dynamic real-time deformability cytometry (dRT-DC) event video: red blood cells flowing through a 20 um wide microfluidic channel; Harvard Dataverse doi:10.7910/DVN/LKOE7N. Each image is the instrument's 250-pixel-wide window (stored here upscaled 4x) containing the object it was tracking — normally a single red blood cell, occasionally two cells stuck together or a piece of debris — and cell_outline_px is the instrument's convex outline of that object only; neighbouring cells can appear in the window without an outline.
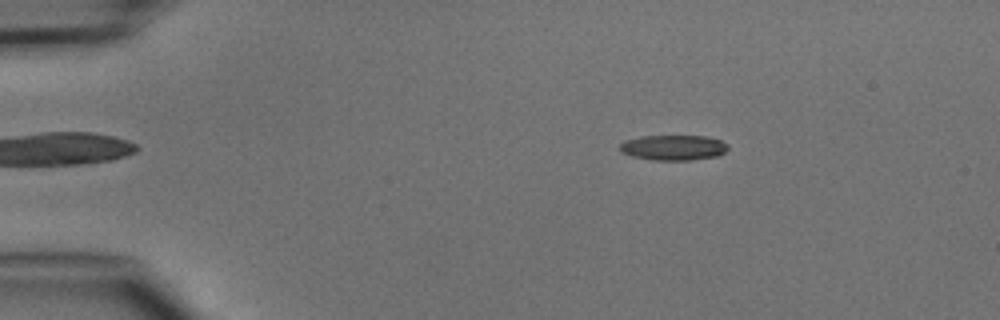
{"species": "common noctule bat (a hibernating species)", "species_latin": "Nyctalus noctula", "temperature_condition": "cold", "stored_images_in_passage": 45, "camera_frame_rate_fps": 3000, "um_per_image_px": 0.085, "animal": {"sex": "male", "body_mass_g": 15.6}, "frame": {"image": 1, "passage_image": 6, "time_ms": 1.667, "image_size_px": [1000, 320], "cell_outline_px": [[728, 148], [724, 152], [716, 156], [692, 160], [652, 160], [632, 156], [620, 152], [620, 144], [624, 140], [640, 136], [708, 136], [720, 140], [728, 144]], "centroid_in_image_um": [57.22, 12.54], "position_along_channel_um": 27.8, "area_um2": 16.01}}
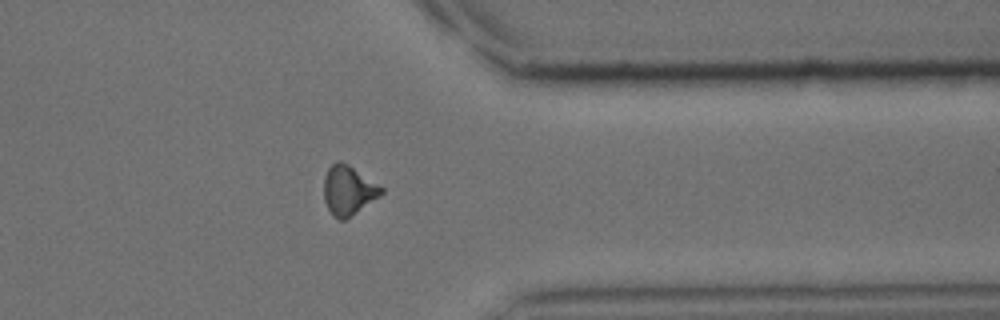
{"frame": {"image": 2, "passage_image": 36, "time_ms": 11.667, "image_size_px": [1000, 320], "cell_outline_px": [[384, 192], [380, 196], [344, 220], [340, 220], [332, 216], [324, 200], [324, 176], [328, 168], [336, 160], [340, 160], [348, 164], [384, 188]], "centroid_in_image_um": [29.59, 16.16], "position_along_channel_um": 381.8, "area_um2": 16.47}}
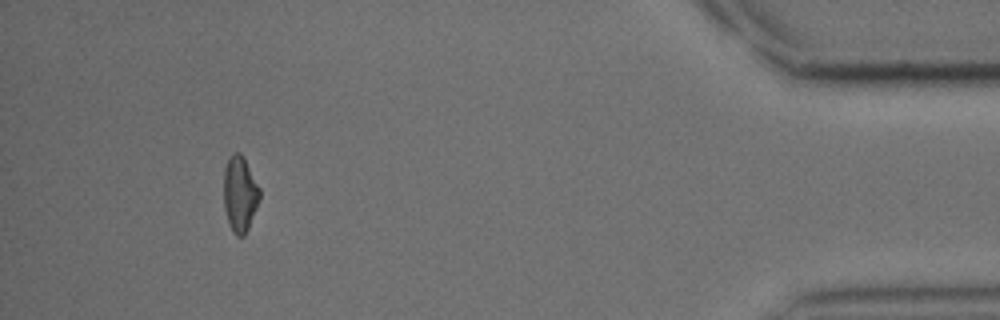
{"frame": {"image": 3, "passage_image": 42, "time_ms": 13.667, "image_size_px": [1000, 320], "cell_outline_px": [[260, 200], [248, 228], [244, 236], [236, 236], [232, 232], [228, 224], [224, 208], [224, 168], [232, 152], [240, 152], [244, 156], [260, 188]], "centroid_in_image_um": [20.39, 16.48], "position_along_channel_um": 414.8, "area_um2": 16.13}}